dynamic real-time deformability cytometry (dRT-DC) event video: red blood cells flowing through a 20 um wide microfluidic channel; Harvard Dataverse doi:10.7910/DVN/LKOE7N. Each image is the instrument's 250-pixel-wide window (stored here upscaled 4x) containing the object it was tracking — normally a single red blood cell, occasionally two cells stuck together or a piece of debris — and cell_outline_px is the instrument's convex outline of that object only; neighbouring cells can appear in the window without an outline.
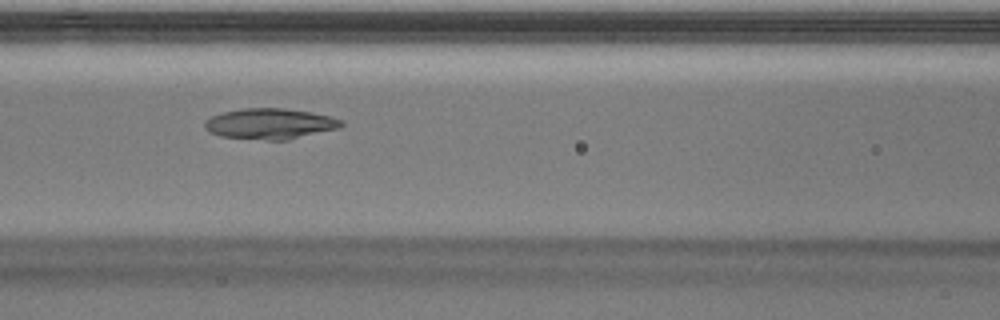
{"species": "Egyptian fruit bat (a non-hibernating species)", "species_latin": "Rousettus aegyptiacus", "temperature_condition": "warm", "stored_images_in_passage": 50, "camera_frame_rate_fps": 3000, "um_per_image_px": 0.085, "animal": {"sex": "male"}, "frame": {"image": 1, "passage_image": 22, "time_ms": 7.0, "image_size_px": [1000, 320], "cell_outline_px": [[344, 124], [340, 128], [288, 140], [268, 140], [220, 136], [208, 132], [204, 128], [204, 120], [212, 116], [224, 112], [244, 108], [284, 108], [312, 112], [332, 116], [344, 120]], "centroid_in_image_um": [22.98, 10.52], "position_along_channel_um": 143.6, "area_um2": 24.68}}
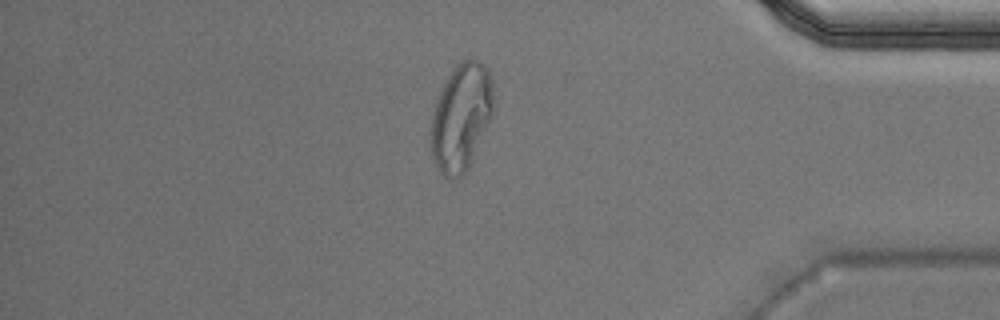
{"frame": {"image": 2, "passage_image": 43, "time_ms": 14.0, "image_size_px": [1000, 320], "cell_outline_px": [[492, 116], [468, 168], [456, 180], [452, 180], [444, 176], [436, 164], [432, 156], [432, 112], [440, 92], [452, 68], [464, 60], [480, 60], [488, 68], [492, 80]], "centroid_in_image_um": [39.21, 9.95], "position_along_channel_um": 396.0, "area_um2": 38.49}}